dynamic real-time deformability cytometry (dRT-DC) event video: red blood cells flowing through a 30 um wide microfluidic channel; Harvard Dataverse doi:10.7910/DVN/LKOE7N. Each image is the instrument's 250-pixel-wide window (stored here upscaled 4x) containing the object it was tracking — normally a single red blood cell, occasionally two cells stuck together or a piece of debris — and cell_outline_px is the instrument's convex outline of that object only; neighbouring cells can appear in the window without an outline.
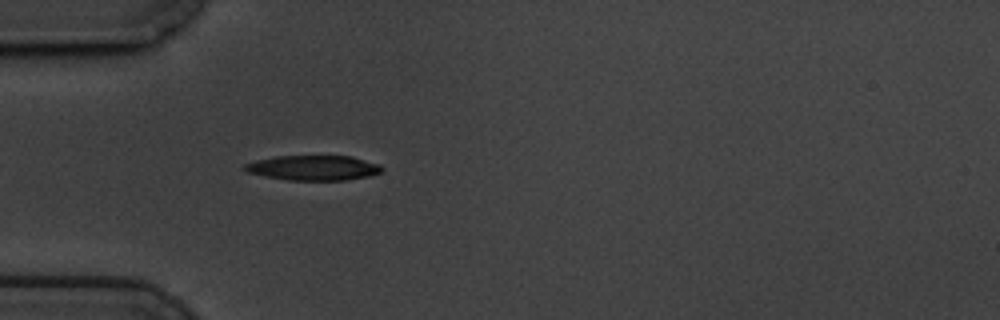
{"species": "common noctule bat (a hibernating species)", "species_latin": "Nyctalus noctula", "temperature_condition": "cold", "stored_images_in_passage": 30, "camera_frame_rate_fps": 3000, "um_per_image_px": 0.085, "animal": {"sex": "male", "body_mass_g": 19.5, "forearm_length_mm": 54.6}, "frame": {"image": 1, "passage_image": 5, "time_ms": 1.333, "image_size_px": [1000, 320], "cell_outline_px": [[384, 168], [380, 172], [368, 176], [344, 180], [288, 180], [248, 172], [244, 168], [244, 164], [256, 160], [276, 156], [352, 156], [380, 164]], "centroid_in_image_um": [26.67, 14.25], "position_along_channel_um": 58.3, "area_um2": 19.77}}
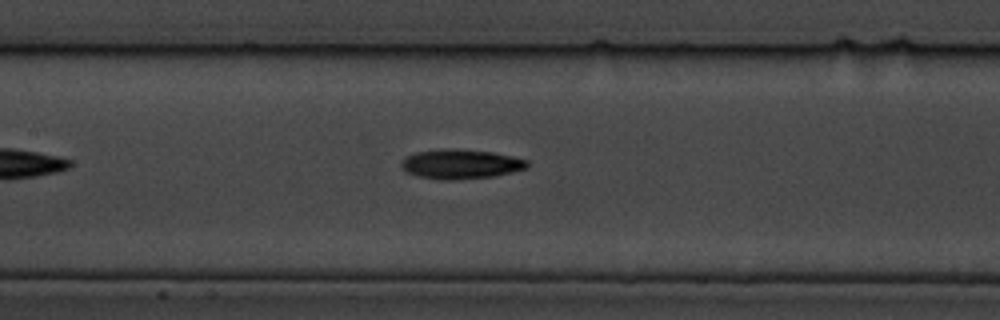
{"frame": {"image": 2, "passage_image": 15, "time_ms": 4.667, "image_size_px": [1000, 320], "cell_outline_px": [[528, 168], [496, 176], [456, 180], [440, 180], [416, 176], [408, 172], [400, 164], [400, 160], [416, 152], [440, 148], [448, 148], [492, 152], [512, 156], [528, 160]], "centroid_in_image_um": [39.16, 13.95], "position_along_channel_um": 168.2, "area_um2": 21.85}}
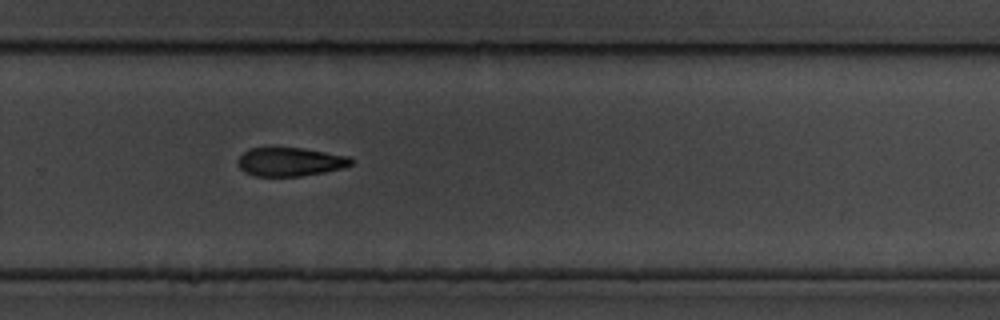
{"frame": {"image": 3, "passage_image": 27, "time_ms": 8.667, "image_size_px": [1000, 320], "cell_outline_px": [[352, 164], [344, 168], [324, 172], [300, 176], [256, 176], [244, 172], [236, 164], [236, 160], [248, 148], [304, 148], [348, 156], [352, 160]], "centroid_in_image_um": [24.63, 13.75], "position_along_channel_um": 305.2, "area_um2": 18.96}}